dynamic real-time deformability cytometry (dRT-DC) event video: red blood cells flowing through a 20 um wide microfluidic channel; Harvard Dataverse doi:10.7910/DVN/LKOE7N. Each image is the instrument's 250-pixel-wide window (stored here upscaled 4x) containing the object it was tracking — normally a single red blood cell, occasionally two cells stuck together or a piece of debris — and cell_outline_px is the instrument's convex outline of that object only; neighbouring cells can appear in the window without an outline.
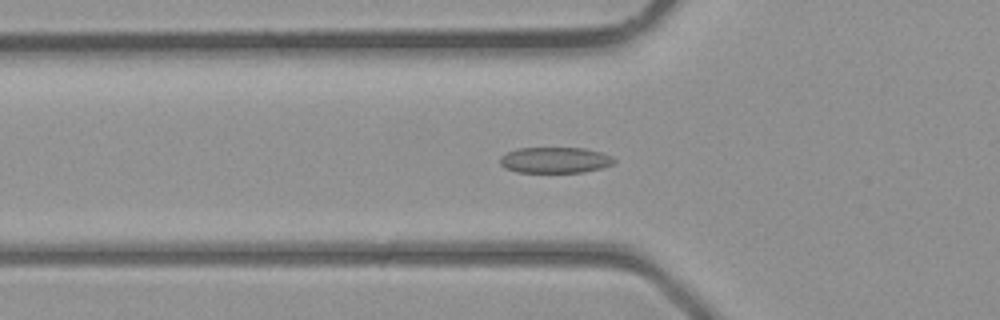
{"species": "common noctule bat (a hibernating species)", "species_latin": "Nyctalus noctula", "temperature_condition": "room temperature", "stored_images_in_passage": 33, "camera_frame_rate_fps": 3000, "um_per_image_px": 0.085, "animal": {"sex": "male", "body_mass_g": 23.1, "forearm_length_mm": 52.7}, "frame": {"image": 1, "passage_image": 6, "time_ms": 1.667, "image_size_px": [1000, 320], "cell_outline_px": [[616, 160], [612, 164], [600, 168], [584, 172], [516, 172], [504, 168], [500, 164], [500, 156], [516, 148], [584, 148], [600, 152], [612, 156]], "centroid_in_image_um": [47.15, 13.6], "position_along_channel_um": 78.7, "area_um2": 17.22}}
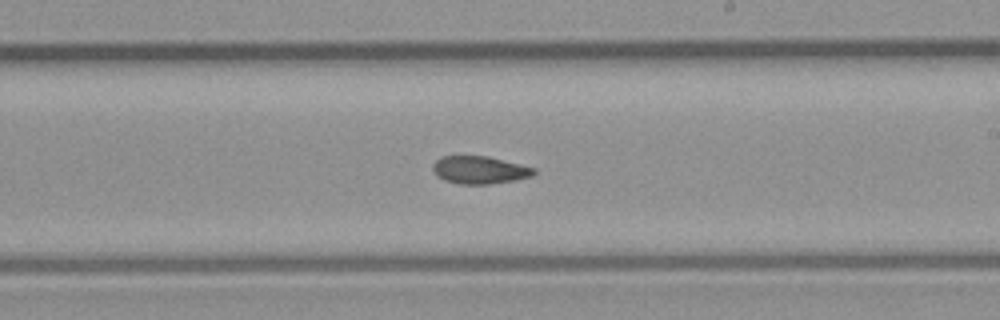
{"frame": {"image": 2, "passage_image": 16, "time_ms": 5.0, "image_size_px": [1000, 320], "cell_outline_px": [[536, 172], [532, 176], [516, 180], [488, 184], [460, 184], [444, 180], [436, 176], [432, 168], [432, 164], [440, 156], [488, 156], [536, 168]], "centroid_in_image_um": [40.75, 14.44], "position_along_channel_um": 248.2, "area_um2": 16.42}}
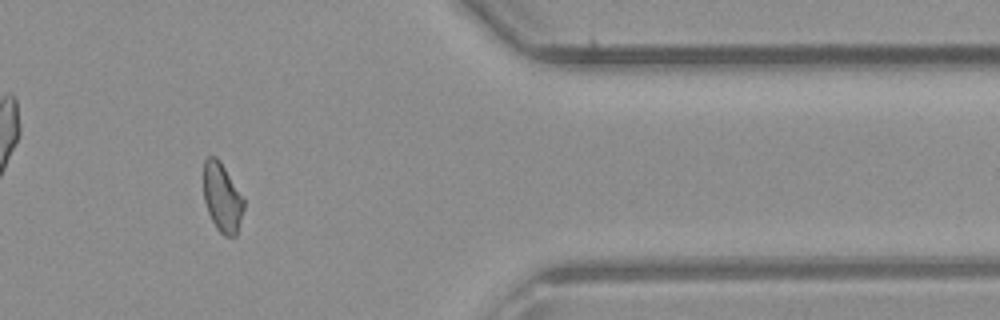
{"frame": {"image": 3, "passage_image": 26, "time_ms": 8.333, "image_size_px": [1000, 320], "cell_outline_px": [[244, 208], [236, 236], [224, 236], [216, 228], [208, 212], [204, 200], [204, 160], [208, 156], [216, 156], [220, 160], [244, 200]], "centroid_in_image_um": [18.87, 16.8], "position_along_channel_um": 392.5, "area_um2": 16.01}}